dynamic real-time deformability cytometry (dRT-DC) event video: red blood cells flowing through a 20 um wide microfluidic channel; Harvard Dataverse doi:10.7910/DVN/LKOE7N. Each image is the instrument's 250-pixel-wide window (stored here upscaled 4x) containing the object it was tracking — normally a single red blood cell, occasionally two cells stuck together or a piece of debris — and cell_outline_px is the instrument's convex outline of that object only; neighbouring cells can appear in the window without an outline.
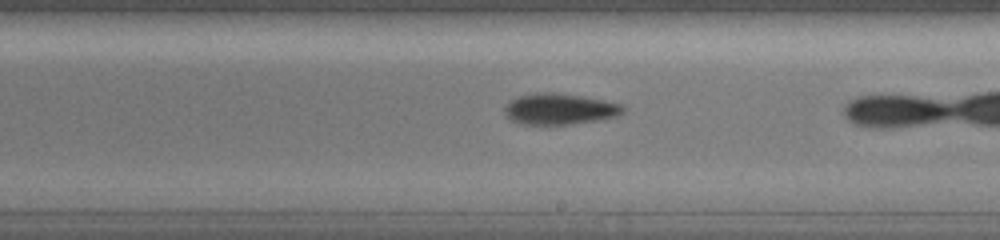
{"species": "common noctule bat (a hibernating species)", "species_latin": "Nyctalus noctula", "temperature_condition": "warm", "stored_images_in_passage": 11, "camera_frame_rate_fps": 3000, "um_per_image_px": 0.085, "animal": {"sex": "female", "body_mass_g": 19.5, "forearm_length_mm": 54.1}, "frame": {"image": 1, "passage_image": 10, "time_ms": 3.0, "image_size_px": [1000, 240], "cell_outline_px": [[624, 112], [616, 116], [596, 120], [568, 124], [524, 124], [512, 120], [504, 112], [504, 108], [512, 100], [520, 96], [536, 92], [552, 92], [580, 96], [604, 100], [620, 104], [624, 108]], "centroid_in_image_um": [47.57, 9.26], "position_along_channel_um": 241.4, "area_um2": 20.98}}